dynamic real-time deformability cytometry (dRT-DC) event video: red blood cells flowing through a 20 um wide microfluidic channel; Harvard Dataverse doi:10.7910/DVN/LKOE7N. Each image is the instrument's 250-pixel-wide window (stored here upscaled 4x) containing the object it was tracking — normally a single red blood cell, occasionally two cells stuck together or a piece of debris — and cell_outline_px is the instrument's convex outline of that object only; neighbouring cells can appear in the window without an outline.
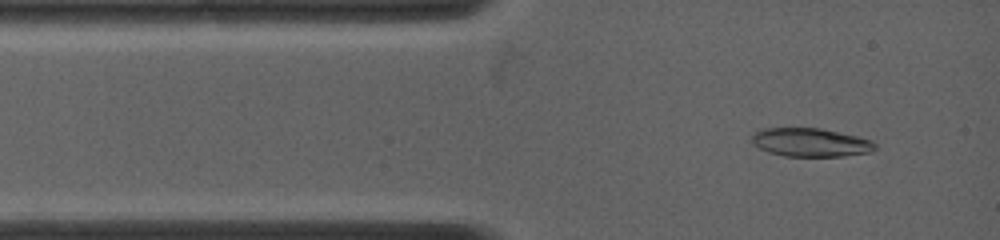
{"species": "common noctule bat (a hibernating species)", "species_latin": "Nyctalus noctula", "temperature_condition": "warm", "stored_images_in_passage": 76, "camera_frame_rate_fps": 5000, "um_per_image_px": 0.085, "animal": {"sex": "female", "body_mass_g": 19.0, "forearm_length_mm": 53.3}, "frame": {"image": 1, "passage_image": 5, "time_ms": 0.8, "image_size_px": [1000, 240], "cell_outline_px": [[876, 148], [868, 152], [840, 156], [784, 156], [768, 152], [760, 148], [752, 140], [752, 136], [760, 128], [820, 128], [856, 136], [872, 140], [876, 144]], "centroid_in_image_um": [68.89, 12.1], "position_along_channel_um": 16.1, "area_um2": 20.23}}
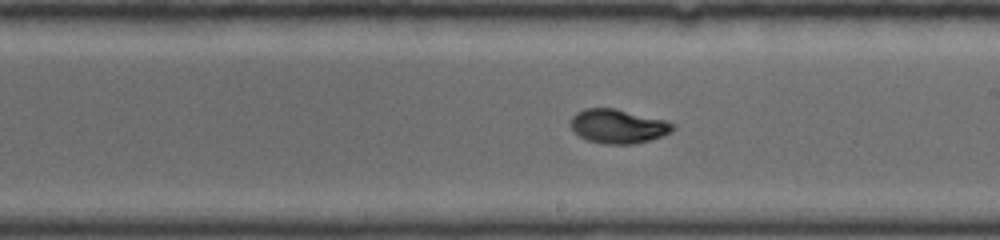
{"frame": {"image": 2, "passage_image": 36, "time_ms": 7.0, "image_size_px": [1000, 240], "cell_outline_px": [[676, 128], [660, 136], [648, 140], [632, 144], [608, 144], [588, 140], [580, 136], [572, 128], [572, 116], [576, 112], [584, 108], [616, 108], [664, 120], [676, 124]], "centroid_in_image_um": [52.54, 10.71], "position_along_channel_um": 236.5, "area_um2": 20.0}}
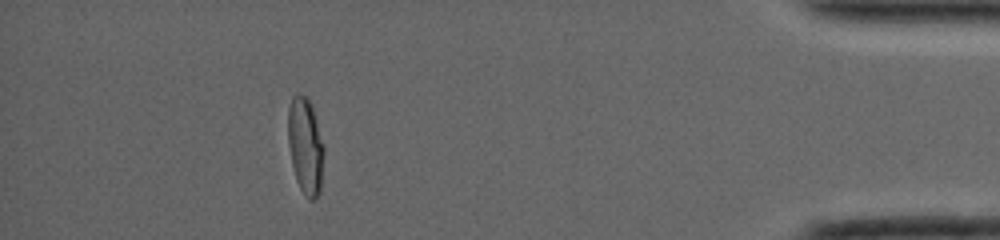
{"frame": {"image": 3, "passage_image": 66, "time_ms": 13.0, "image_size_px": [1000, 240], "cell_outline_px": [[324, 152], [320, 192], [312, 200], [308, 200], [304, 196], [296, 180], [292, 164], [288, 144], [288, 108], [292, 96], [296, 92], [300, 92], [308, 96], [324, 144]], "centroid_in_image_um": [25.95, 12.37], "position_along_channel_um": 409.2, "area_um2": 20.46}, "authors_computed_cell_mechanics": {"area_um2": 19.9699, "velocity_mm_per_s": 3.9717, "shape_relaxation_time_tau1_ms": 7.9618, "shape_relaxation_time_tau2_ms": 2.1186, "deformation_change_tau1": 0.288, "deformation_change_tau2": 0.033}}